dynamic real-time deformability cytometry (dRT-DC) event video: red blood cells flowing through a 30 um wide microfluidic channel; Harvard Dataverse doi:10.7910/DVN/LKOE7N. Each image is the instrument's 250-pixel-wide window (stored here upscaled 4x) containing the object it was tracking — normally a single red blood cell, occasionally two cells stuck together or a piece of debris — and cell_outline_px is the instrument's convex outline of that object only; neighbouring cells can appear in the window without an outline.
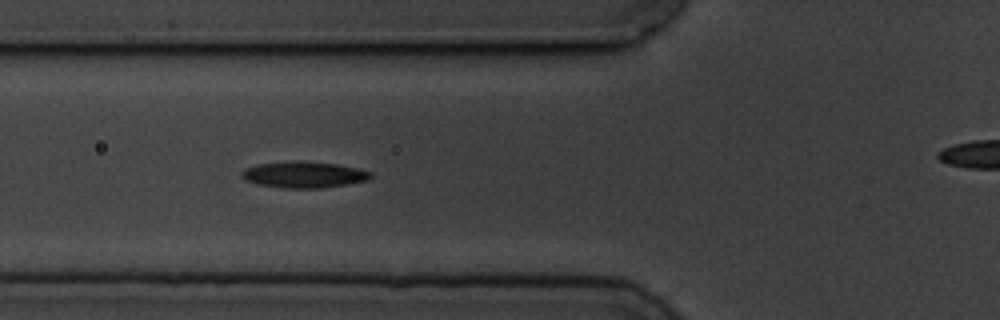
{"species": "common noctule bat (a hibernating species)", "species_latin": "Nyctalus noctula", "temperature_condition": "cold", "stored_images_in_passage": 8, "segment_of_instrument_passage": [1, 2], "camera_frame_rate_fps": 3000, "um_per_image_px": 0.085, "animal": {"sex": "male", "body_mass_g": 19.5, "forearm_length_mm": 54.6}, "frame": {"image": 1, "passage_image": 7, "time_ms": 6.667, "image_size_px": [1000, 320], "cell_outline_px": [[372, 176], [368, 180], [348, 184], [320, 188], [284, 188], [256, 184], [244, 180], [240, 176], [240, 172], [244, 168], [260, 164], [296, 160], [304, 160], [336, 164], [360, 168], [372, 172]], "centroid_in_image_um": [25.82, 14.84], "position_along_channel_um": 100.0, "area_um2": 20.06}}